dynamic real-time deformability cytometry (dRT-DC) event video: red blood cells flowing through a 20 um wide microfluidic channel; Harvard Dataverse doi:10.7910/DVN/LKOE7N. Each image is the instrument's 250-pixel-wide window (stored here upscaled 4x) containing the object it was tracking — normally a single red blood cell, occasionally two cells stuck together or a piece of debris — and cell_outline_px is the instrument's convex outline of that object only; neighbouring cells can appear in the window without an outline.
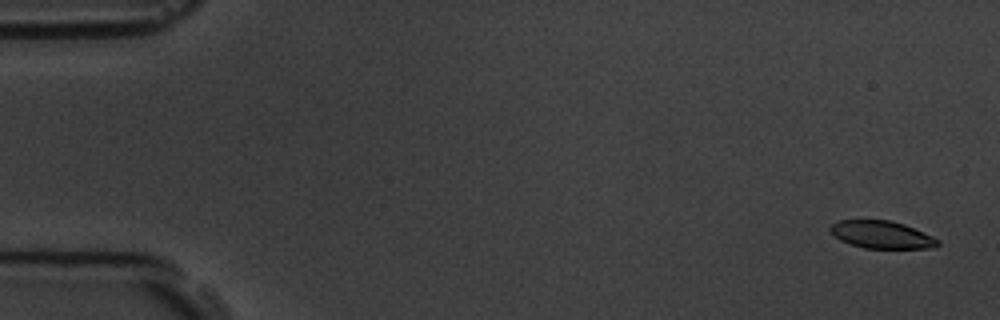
{"species": "common noctule bat (a hibernating species)", "species_latin": "Nyctalus noctula", "temperature_condition": "room temperature", "stored_images_in_passage": 5, "camera_frame_rate_fps": 3000, "um_per_image_px": 0.085, "animal": {"sex": "male", "body_mass_g": 19.5, "forearm_length_mm": 54.6}, "frame": {"image": 1, "passage_image": 1, "time_ms": 0.0, "image_size_px": [1000, 320], "cell_outline_px": [[940, 244], [936, 248], [864, 248], [840, 240], [828, 228], [832, 224], [840, 220], [892, 220], [904, 224], [932, 236], [940, 240]], "centroid_in_image_um": [74.98, 19.95], "position_along_channel_um": 10.0, "area_um2": 17.17}}
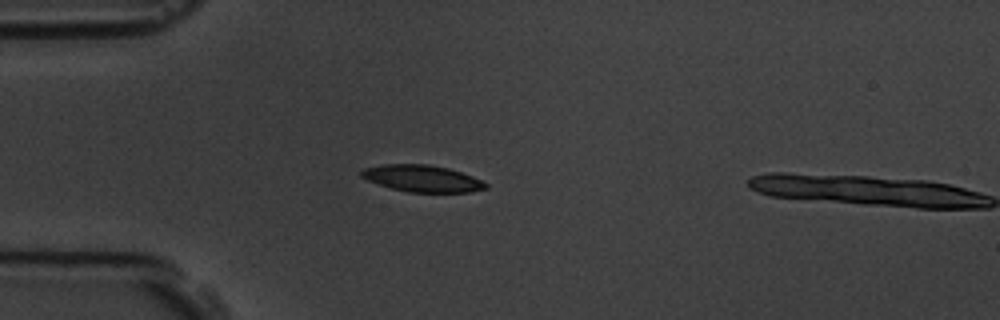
{"frame": {"image": 2, "passage_image": 4, "time_ms": 4.333, "image_size_px": [1000, 320], "cell_outline_px": [[488, 188], [472, 192], [408, 192], [392, 188], [368, 180], [360, 176], [360, 172], [364, 168], [380, 164], [428, 164], [448, 168], [472, 176], [488, 184]], "centroid_in_image_um": [35.89, 15.16], "position_along_channel_um": 49.1, "area_um2": 19.31}}